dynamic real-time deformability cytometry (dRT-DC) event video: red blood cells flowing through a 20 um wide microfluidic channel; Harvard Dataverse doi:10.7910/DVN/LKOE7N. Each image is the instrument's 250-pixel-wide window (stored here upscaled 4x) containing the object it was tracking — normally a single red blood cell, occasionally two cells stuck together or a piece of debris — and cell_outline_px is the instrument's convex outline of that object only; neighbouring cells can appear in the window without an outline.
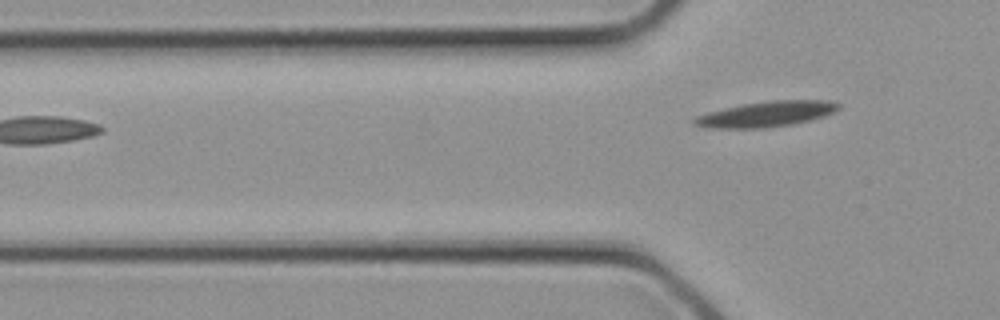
{"species": "common noctule bat (a hibernating species)", "species_latin": "Nyctalus noctula", "temperature_condition": "cold", "stored_images_in_passage": 3, "camera_frame_rate_fps": 3000, "um_per_image_px": 0.085, "animal": {"sex": "female", "body_mass_g": 21.9}, "frame": {"image": 1, "passage_image": 3, "time_ms": 0.667, "image_size_px": [1000, 320], "cell_outline_px": [[840, 108], [836, 112], [824, 116], [792, 124], [760, 128], [708, 128], [692, 124], [692, 120], [696, 116], [708, 112], [740, 104], [772, 100], [828, 100], [840, 104]], "centroid_in_image_um": [65.12, 9.69], "position_along_channel_um": 60.7, "area_um2": 21.44}}